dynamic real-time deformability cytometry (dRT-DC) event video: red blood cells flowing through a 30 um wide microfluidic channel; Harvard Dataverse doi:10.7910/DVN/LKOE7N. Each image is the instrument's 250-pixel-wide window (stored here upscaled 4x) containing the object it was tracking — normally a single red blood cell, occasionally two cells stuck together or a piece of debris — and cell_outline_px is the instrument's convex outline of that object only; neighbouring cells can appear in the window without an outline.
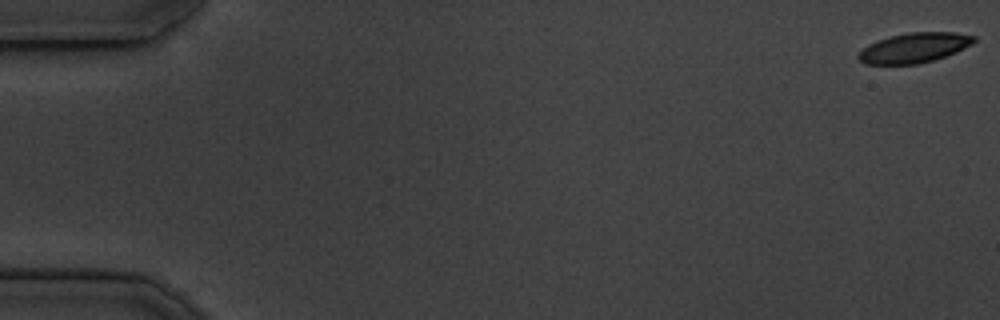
{"species": "common noctule bat (a hibernating species)", "species_latin": "Nyctalus noctula", "temperature_condition": "cold", "stored_images_in_passage": 54, "camera_frame_rate_fps": 3000, "um_per_image_px": 0.085, "animal": {"sex": "male", "body_mass_g": 19.5, "forearm_length_mm": 54.6}, "frame": {"image": 1, "passage_image": 1, "time_ms": 0.0, "image_size_px": [1000, 320], "cell_outline_px": [[976, 40], [944, 56], [932, 60], [916, 64], [868, 64], [860, 60], [860, 52], [864, 48], [880, 40], [892, 36], [916, 32], [952, 32], [972, 36]], "centroid_in_image_um": [77.68, 4.06], "position_along_channel_um": 7.3, "area_um2": 19.02}}
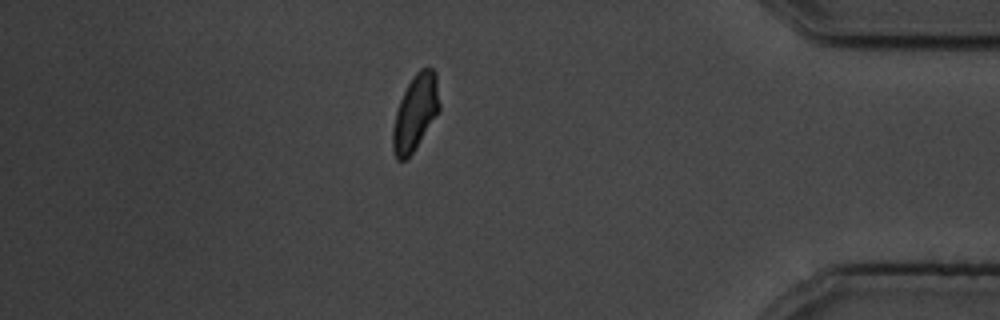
{"frame": {"image": 2, "passage_image": 47, "time_ms": 15.333, "image_size_px": [1000, 320], "cell_outline_px": [[440, 108], [412, 152], [404, 160], [396, 160], [392, 144], [392, 132], [396, 112], [400, 100], [408, 84], [420, 68], [432, 68], [436, 72], [440, 104]], "centroid_in_image_um": [35.3, 9.54], "position_along_channel_um": 399.9, "area_um2": 20.0}}
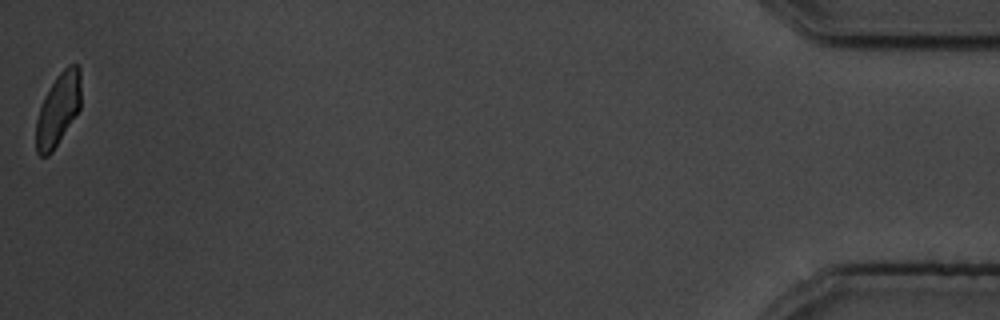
{"frame": {"image": 3, "passage_image": 54, "time_ms": 17.667, "image_size_px": [1000, 320], "cell_outline_px": [[80, 108], [52, 152], [48, 156], [40, 156], [36, 152], [36, 124], [40, 108], [52, 84], [60, 72], [64, 68], [72, 64], [76, 64], [80, 68]], "centroid_in_image_um": [4.95, 9.33], "position_along_channel_um": 430.3, "area_um2": 18.44}, "authors_computed_cell_mechanics": {"area_um2": 19.4497, "velocity_mm_per_s": 3.7672, "shape_relaxation_time_tau1_ms": 2.1455, "shape_relaxation_time_tau2_ms": 2.703, "deformation_change_tau1": 0.1035, "deformation_change_tau2": 0.0917}}